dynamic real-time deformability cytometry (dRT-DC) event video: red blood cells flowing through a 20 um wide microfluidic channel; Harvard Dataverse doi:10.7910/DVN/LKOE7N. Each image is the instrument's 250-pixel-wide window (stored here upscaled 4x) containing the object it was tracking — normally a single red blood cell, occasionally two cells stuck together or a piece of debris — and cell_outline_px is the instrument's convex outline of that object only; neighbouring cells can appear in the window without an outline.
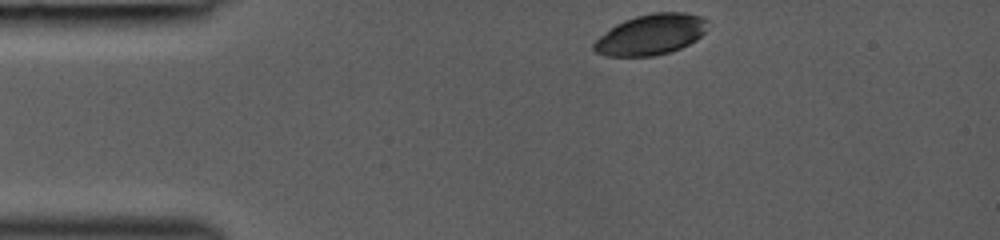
{"species": "common noctule bat (a hibernating species)", "species_latin": "Nyctalus noctula", "temperature_condition": "room temperature", "stored_images_in_passage": 34, "camera_frame_rate_fps": 3000, "um_per_image_px": 0.085, "animal": {"sex": "female", "body_mass_g": 19.0, "forearm_length_mm": 53.3}, "frame": {"image": 1, "passage_image": 1, "time_ms": 0.0, "image_size_px": [1000, 240], "cell_outline_px": [[708, 20], [704, 32], [696, 40], [680, 48], [668, 52], [652, 56], [604, 56], [596, 52], [592, 48], [592, 44], [600, 36], [616, 24], [624, 20], [636, 16], [652, 12], [684, 12], [700, 16]], "centroid_in_image_um": [55.3, 2.93], "position_along_channel_um": 29.7, "area_um2": 26.82}}
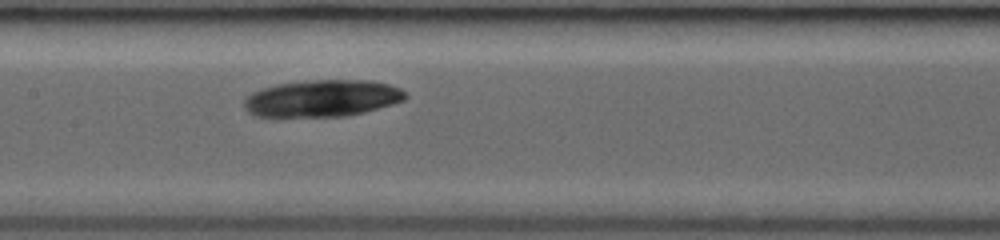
{"frame": {"image": 2, "passage_image": 15, "time_ms": 4.667, "image_size_px": [1000, 240], "cell_outline_px": [[408, 96], [404, 100], [392, 104], [364, 112], [348, 116], [280, 120], [256, 116], [248, 112], [244, 108], [244, 96], [252, 92], [276, 84], [316, 80], [368, 80], [388, 84], [400, 88]], "centroid_in_image_um": [27.29, 8.41], "position_along_channel_um": 180.1, "area_um2": 35.84}}
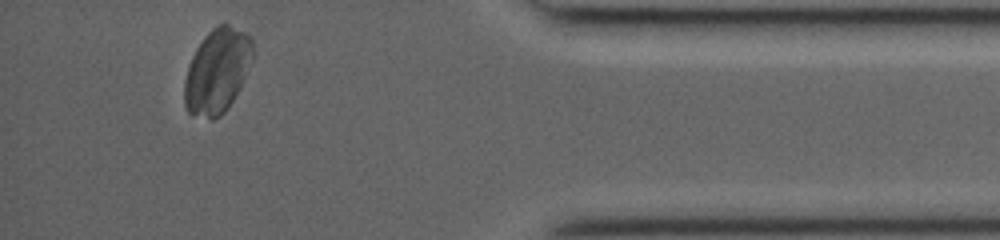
{"frame": {"image": 3, "passage_image": 33, "time_ms": 10.667, "image_size_px": [1000, 240], "cell_outline_px": [[252, 60], [240, 88], [228, 108], [220, 116], [212, 120], [192, 116], [188, 112], [184, 104], [184, 80], [192, 56], [196, 48], [208, 32], [212, 28], [220, 24], [228, 24], [252, 36]], "centroid_in_image_um": [18.45, 6.07], "position_along_channel_um": 416.8, "area_um2": 33.81}}